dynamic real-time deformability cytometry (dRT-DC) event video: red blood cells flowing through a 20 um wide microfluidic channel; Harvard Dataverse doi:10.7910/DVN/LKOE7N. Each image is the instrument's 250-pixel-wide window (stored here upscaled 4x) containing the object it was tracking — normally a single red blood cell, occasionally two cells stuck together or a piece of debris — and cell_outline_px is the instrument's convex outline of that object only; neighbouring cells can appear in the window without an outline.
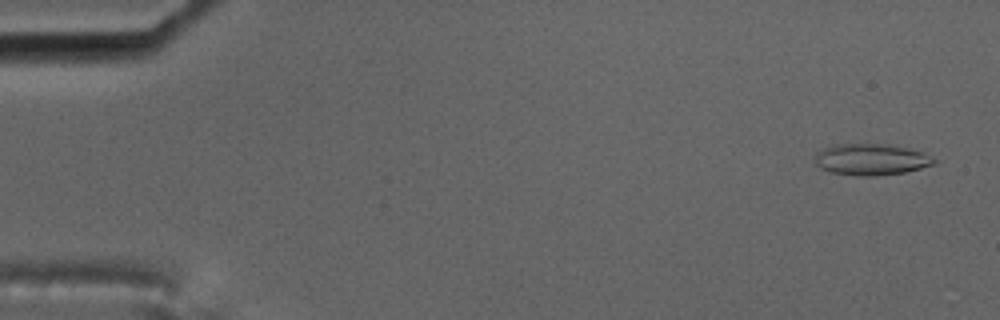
{"species": "common noctule bat (a hibernating species)", "species_latin": "Nyctalus noctula", "temperature_condition": "cold", "stored_images_in_passage": 58, "camera_frame_rate_fps": 3000, "um_per_image_px": 0.085, "animal": {"sex": "male", "body_mass_g": 17.5, "forearm_length_mm": 52.3}, "frame": {"image": 1, "passage_image": 3, "time_ms": 0.667, "image_size_px": [1000, 320], "cell_outline_px": [[936, 164], [904, 172], [872, 176], [856, 176], [832, 172], [820, 168], [816, 164], [816, 152], [832, 144], [888, 144], [908, 148], [924, 152], [936, 160]], "centroid_in_image_um": [74.05, 13.55], "position_along_channel_um": 11.0, "area_um2": 21.79}}
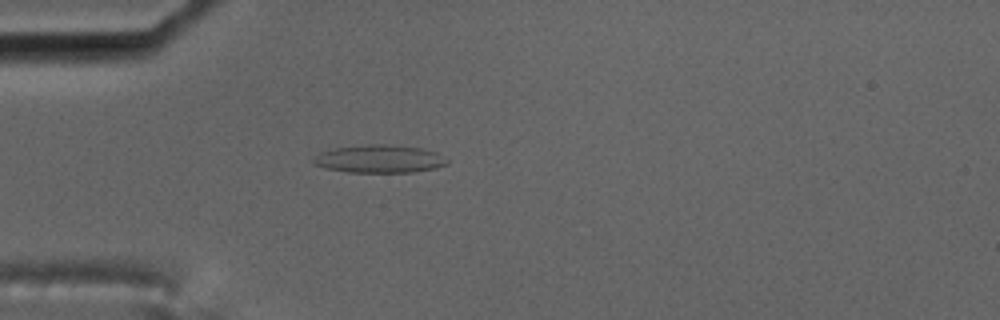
{"frame": {"image": 2, "passage_image": 17, "time_ms": 5.333, "image_size_px": [1000, 320], "cell_outline_px": [[448, 164], [436, 168], [412, 172], [348, 172], [324, 168], [316, 164], [312, 160], [320, 152], [336, 148], [368, 144], [388, 144], [420, 148], [436, 152], [448, 160]], "centroid_in_image_um": [32.27, 13.51], "position_along_channel_um": 52.7, "area_um2": 21.62}}
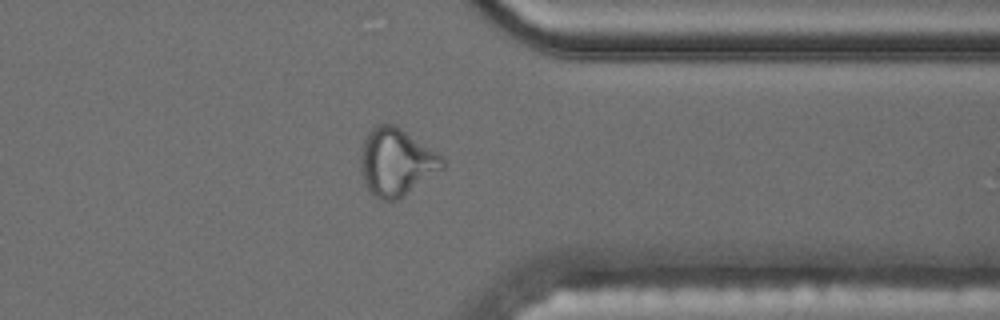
{"frame": {"image": 3, "passage_image": 46, "time_ms": 15.0, "image_size_px": [1000, 320], "cell_outline_px": [[444, 168], [396, 200], [380, 200], [368, 192], [364, 184], [360, 172], [360, 156], [364, 140], [368, 132], [376, 124], [396, 124], [444, 156]], "centroid_in_image_um": [33.67, 13.76], "position_along_channel_um": 377.7, "area_um2": 32.43}, "authors_computed_cell_mechanics": {"area_um2": 21.675, "velocity_mm_per_s": 3.5121, "shape_relaxation_time_tau1_ms": null, "shape_relaxation_time_tau2_ms": 2.367, "deformation_change_tau1": null, "deformation_change_tau2": 0.1029}}